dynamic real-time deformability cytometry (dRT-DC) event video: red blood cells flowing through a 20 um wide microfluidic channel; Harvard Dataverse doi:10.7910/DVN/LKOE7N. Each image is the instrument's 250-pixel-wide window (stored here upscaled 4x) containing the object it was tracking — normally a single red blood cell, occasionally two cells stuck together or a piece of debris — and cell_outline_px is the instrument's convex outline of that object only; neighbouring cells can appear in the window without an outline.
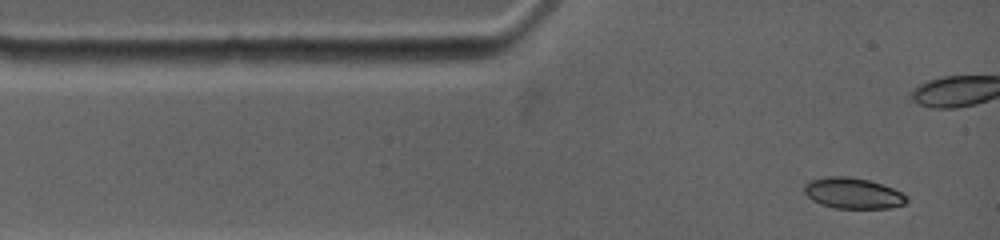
{"species": "common noctule bat (a hibernating species)", "species_latin": "Nyctalus noctula", "temperature_condition": "warm", "stored_images_in_passage": 8, "camera_frame_rate_fps": 4500, "um_per_image_px": 0.085, "animal": {"sex": "female", "body_mass_g": 19.0, "forearm_length_mm": 53.3}, "frame": {"image": 1, "passage_image": 1, "time_ms": 0.0, "image_size_px": [1000, 240], "cell_outline_px": [[908, 200], [904, 204], [888, 208], [836, 208], [820, 204], [812, 200], [804, 192], [804, 184], [808, 180], [828, 176], [848, 176], [868, 180], [892, 188], [908, 196]], "centroid_in_image_um": [72.47, 16.42], "position_along_channel_um": 12.5, "area_um2": 18.38}}
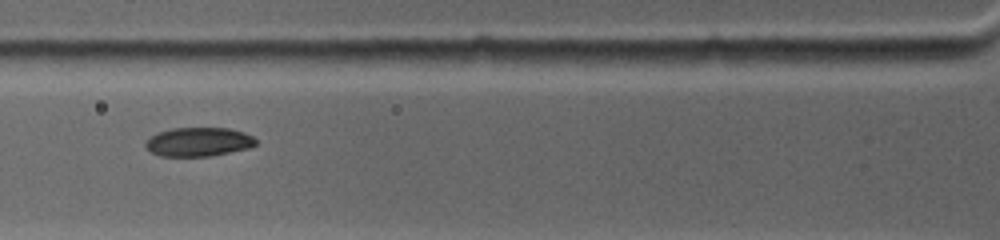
{"frame": {"image": 2, "passage_image": 5, "time_ms": 4.222, "image_size_px": [1000, 240], "cell_outline_px": [[256, 144], [248, 148], [212, 156], [160, 156], [152, 152], [144, 144], [148, 136], [156, 132], [172, 128], [228, 128], [244, 132], [252, 136], [256, 140]], "centroid_in_image_um": [16.84, 12.05], "position_along_channel_um": 109.0, "area_um2": 18.67}}
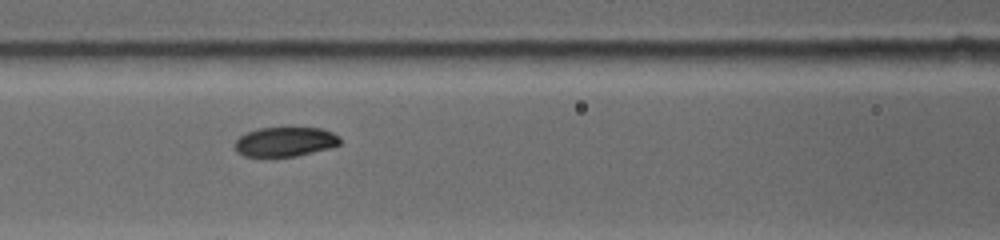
{"frame": {"image": 3, "passage_image": 6, "time_ms": 5.111, "image_size_px": [1000, 240], "cell_outline_px": [[340, 144], [332, 148], [296, 156], [244, 156], [236, 152], [232, 144], [244, 132], [256, 128], [324, 128], [340, 136]], "centroid_in_image_um": [24.22, 12.04], "position_along_channel_um": 142.4, "area_um2": 18.38}}